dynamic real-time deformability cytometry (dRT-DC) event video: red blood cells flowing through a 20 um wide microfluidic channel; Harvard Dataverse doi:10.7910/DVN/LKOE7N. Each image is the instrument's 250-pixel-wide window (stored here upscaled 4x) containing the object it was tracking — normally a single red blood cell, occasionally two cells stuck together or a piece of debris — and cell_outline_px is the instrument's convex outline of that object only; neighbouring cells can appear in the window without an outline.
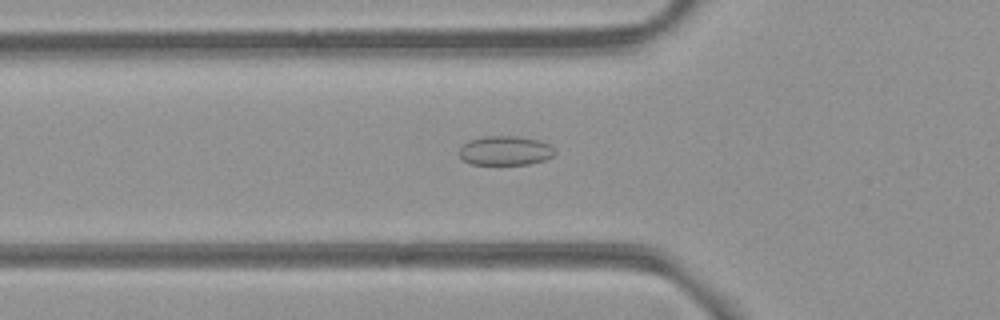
{"species": "common noctule bat (a hibernating species)", "species_latin": "Nyctalus noctula", "temperature_condition": "room temperature", "stored_images_in_passage": 30, "camera_frame_rate_fps": 3000, "um_per_image_px": 0.085, "animal": {"sex": "female", "body_mass_g": 21.9}, "frame": {"image": 1, "passage_image": 5, "time_ms": 1.333, "image_size_px": [1000, 320], "cell_outline_px": [[556, 152], [552, 156], [544, 160], [528, 164], [472, 164], [464, 160], [456, 152], [468, 140], [484, 136], [516, 136], [540, 140], [548, 144]], "centroid_in_image_um": [42.92, 12.79], "position_along_channel_um": 82.9, "area_um2": 16.3}}
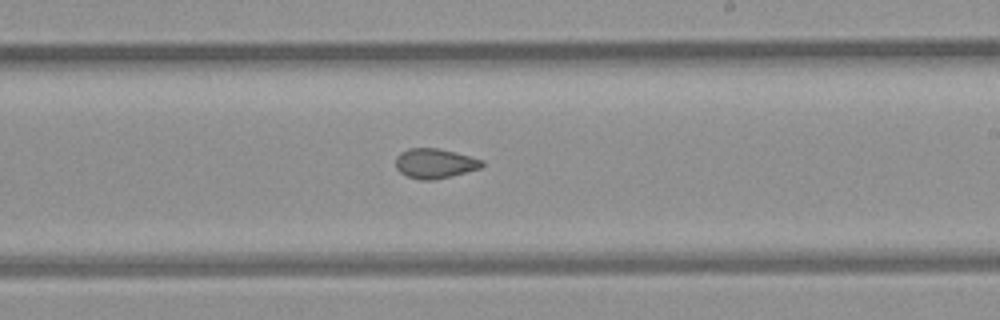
{"frame": {"image": 2, "passage_image": 18, "time_ms": 5.667, "image_size_px": [1000, 320], "cell_outline_px": [[484, 164], [480, 168], [452, 176], [432, 180], [420, 180], [408, 176], [400, 172], [396, 168], [396, 156], [400, 152], [408, 148], [436, 148], [456, 152], [484, 160]], "centroid_in_image_um": [36.96, 13.88], "position_along_channel_um": 252.0, "area_um2": 15.03}}
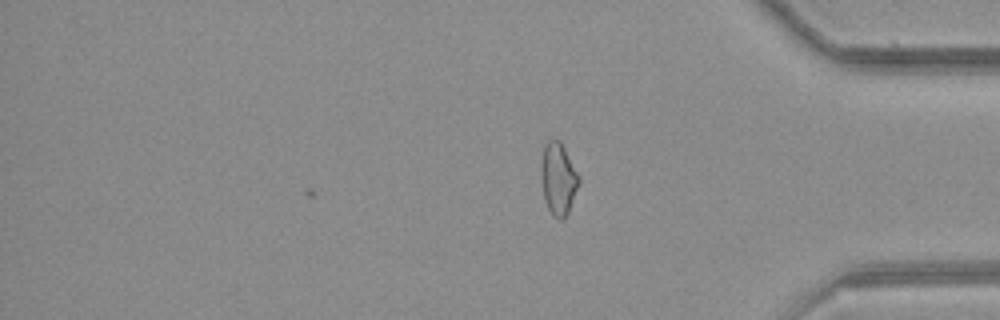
{"frame": {"image": 3, "passage_image": 30, "time_ms": 9.667, "image_size_px": [1000, 320], "cell_outline_px": [[580, 184], [568, 212], [560, 220], [552, 216], [544, 200], [540, 180], [540, 164], [544, 144], [552, 136], [560, 140], [580, 176]], "centroid_in_image_um": [47.43, 15.15], "position_along_channel_um": 387.8, "area_um2": 16.42}, "authors_computed_cell_mechanics": {"area_um2": 15.028, "velocity_mm_per_s": 3.8803, "shape_relaxation_time_tau1_ms": null, "shape_relaxation_time_tau2_ms": 1.7919, "deformation_change_tau1": null, "deformation_change_tau2": 0.0628}}